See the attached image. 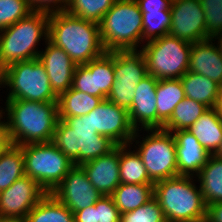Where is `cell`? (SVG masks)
I'll return each instance as SVG.
<instances>
[{
    "mask_svg": "<svg viewBox=\"0 0 222 222\" xmlns=\"http://www.w3.org/2000/svg\"><path fill=\"white\" fill-rule=\"evenodd\" d=\"M52 142L75 166L104 156L117 147L109 137L94 131L89 114L59 117Z\"/></svg>",
    "mask_w": 222,
    "mask_h": 222,
    "instance_id": "3957f363",
    "label": "cell"
},
{
    "mask_svg": "<svg viewBox=\"0 0 222 222\" xmlns=\"http://www.w3.org/2000/svg\"><path fill=\"white\" fill-rule=\"evenodd\" d=\"M169 34L189 43L207 39L205 16L199 0H172Z\"/></svg>",
    "mask_w": 222,
    "mask_h": 222,
    "instance_id": "4fadbf2b",
    "label": "cell"
},
{
    "mask_svg": "<svg viewBox=\"0 0 222 222\" xmlns=\"http://www.w3.org/2000/svg\"><path fill=\"white\" fill-rule=\"evenodd\" d=\"M94 205L97 222H120L121 213L111 196H102Z\"/></svg>",
    "mask_w": 222,
    "mask_h": 222,
    "instance_id": "74e56055",
    "label": "cell"
},
{
    "mask_svg": "<svg viewBox=\"0 0 222 222\" xmlns=\"http://www.w3.org/2000/svg\"><path fill=\"white\" fill-rule=\"evenodd\" d=\"M192 43L170 34L146 42L140 48L147 73L158 80L179 79L188 71Z\"/></svg>",
    "mask_w": 222,
    "mask_h": 222,
    "instance_id": "30bf717a",
    "label": "cell"
},
{
    "mask_svg": "<svg viewBox=\"0 0 222 222\" xmlns=\"http://www.w3.org/2000/svg\"><path fill=\"white\" fill-rule=\"evenodd\" d=\"M204 11L207 39L222 36V0H199Z\"/></svg>",
    "mask_w": 222,
    "mask_h": 222,
    "instance_id": "e575fe53",
    "label": "cell"
},
{
    "mask_svg": "<svg viewBox=\"0 0 222 222\" xmlns=\"http://www.w3.org/2000/svg\"><path fill=\"white\" fill-rule=\"evenodd\" d=\"M99 29L106 52L142 47L143 18L135 0H116L99 23Z\"/></svg>",
    "mask_w": 222,
    "mask_h": 222,
    "instance_id": "8992f818",
    "label": "cell"
},
{
    "mask_svg": "<svg viewBox=\"0 0 222 222\" xmlns=\"http://www.w3.org/2000/svg\"><path fill=\"white\" fill-rule=\"evenodd\" d=\"M44 43L45 49L41 48L42 51H40L38 59L45 66L49 83L59 96L72 87L77 65L62 48L55 46L49 40Z\"/></svg>",
    "mask_w": 222,
    "mask_h": 222,
    "instance_id": "2e32d148",
    "label": "cell"
},
{
    "mask_svg": "<svg viewBox=\"0 0 222 222\" xmlns=\"http://www.w3.org/2000/svg\"><path fill=\"white\" fill-rule=\"evenodd\" d=\"M205 204L222 202V159L210 155L196 176Z\"/></svg>",
    "mask_w": 222,
    "mask_h": 222,
    "instance_id": "603a6c76",
    "label": "cell"
},
{
    "mask_svg": "<svg viewBox=\"0 0 222 222\" xmlns=\"http://www.w3.org/2000/svg\"><path fill=\"white\" fill-rule=\"evenodd\" d=\"M120 222H167L163 210L153 196L144 205L133 211L122 213Z\"/></svg>",
    "mask_w": 222,
    "mask_h": 222,
    "instance_id": "836d02e7",
    "label": "cell"
},
{
    "mask_svg": "<svg viewBox=\"0 0 222 222\" xmlns=\"http://www.w3.org/2000/svg\"><path fill=\"white\" fill-rule=\"evenodd\" d=\"M207 109L203 103L185 97L164 123L163 130L169 132L188 130Z\"/></svg>",
    "mask_w": 222,
    "mask_h": 222,
    "instance_id": "f546056e",
    "label": "cell"
},
{
    "mask_svg": "<svg viewBox=\"0 0 222 222\" xmlns=\"http://www.w3.org/2000/svg\"><path fill=\"white\" fill-rule=\"evenodd\" d=\"M214 155H216L217 157L222 159V141H221V144H220L217 152Z\"/></svg>",
    "mask_w": 222,
    "mask_h": 222,
    "instance_id": "c3c4849f",
    "label": "cell"
},
{
    "mask_svg": "<svg viewBox=\"0 0 222 222\" xmlns=\"http://www.w3.org/2000/svg\"><path fill=\"white\" fill-rule=\"evenodd\" d=\"M185 97L203 103L208 108L216 106L220 85L201 74L187 71L180 78Z\"/></svg>",
    "mask_w": 222,
    "mask_h": 222,
    "instance_id": "cb8c5ba5",
    "label": "cell"
},
{
    "mask_svg": "<svg viewBox=\"0 0 222 222\" xmlns=\"http://www.w3.org/2000/svg\"><path fill=\"white\" fill-rule=\"evenodd\" d=\"M217 112L222 116V85L219 88L218 100L215 106Z\"/></svg>",
    "mask_w": 222,
    "mask_h": 222,
    "instance_id": "f6af8a7d",
    "label": "cell"
},
{
    "mask_svg": "<svg viewBox=\"0 0 222 222\" xmlns=\"http://www.w3.org/2000/svg\"><path fill=\"white\" fill-rule=\"evenodd\" d=\"M194 178L176 176L154 183V197L167 222L206 221L207 205Z\"/></svg>",
    "mask_w": 222,
    "mask_h": 222,
    "instance_id": "277c9868",
    "label": "cell"
},
{
    "mask_svg": "<svg viewBox=\"0 0 222 222\" xmlns=\"http://www.w3.org/2000/svg\"><path fill=\"white\" fill-rule=\"evenodd\" d=\"M25 222H75L74 213L47 193L27 214Z\"/></svg>",
    "mask_w": 222,
    "mask_h": 222,
    "instance_id": "4316f807",
    "label": "cell"
},
{
    "mask_svg": "<svg viewBox=\"0 0 222 222\" xmlns=\"http://www.w3.org/2000/svg\"><path fill=\"white\" fill-rule=\"evenodd\" d=\"M136 87V84L119 83L114 79L111 91L106 99L128 110L132 105Z\"/></svg>",
    "mask_w": 222,
    "mask_h": 222,
    "instance_id": "8d00e7d4",
    "label": "cell"
},
{
    "mask_svg": "<svg viewBox=\"0 0 222 222\" xmlns=\"http://www.w3.org/2000/svg\"><path fill=\"white\" fill-rule=\"evenodd\" d=\"M46 191L29 176L17 179L0 192V217L24 220Z\"/></svg>",
    "mask_w": 222,
    "mask_h": 222,
    "instance_id": "7c38bea8",
    "label": "cell"
},
{
    "mask_svg": "<svg viewBox=\"0 0 222 222\" xmlns=\"http://www.w3.org/2000/svg\"><path fill=\"white\" fill-rule=\"evenodd\" d=\"M101 97L89 95L72 87L58 96L59 117H77L87 115L101 102Z\"/></svg>",
    "mask_w": 222,
    "mask_h": 222,
    "instance_id": "484cf974",
    "label": "cell"
},
{
    "mask_svg": "<svg viewBox=\"0 0 222 222\" xmlns=\"http://www.w3.org/2000/svg\"><path fill=\"white\" fill-rule=\"evenodd\" d=\"M51 194L73 213L94 205L103 196L81 166H74Z\"/></svg>",
    "mask_w": 222,
    "mask_h": 222,
    "instance_id": "5bb4252c",
    "label": "cell"
},
{
    "mask_svg": "<svg viewBox=\"0 0 222 222\" xmlns=\"http://www.w3.org/2000/svg\"><path fill=\"white\" fill-rule=\"evenodd\" d=\"M21 149L26 176L36 181L46 193H51L75 166L52 141L25 144Z\"/></svg>",
    "mask_w": 222,
    "mask_h": 222,
    "instance_id": "9c48e42d",
    "label": "cell"
},
{
    "mask_svg": "<svg viewBox=\"0 0 222 222\" xmlns=\"http://www.w3.org/2000/svg\"><path fill=\"white\" fill-rule=\"evenodd\" d=\"M142 18V46L146 42L169 34L172 20L171 11H149L148 13H142Z\"/></svg>",
    "mask_w": 222,
    "mask_h": 222,
    "instance_id": "d6a6232c",
    "label": "cell"
},
{
    "mask_svg": "<svg viewBox=\"0 0 222 222\" xmlns=\"http://www.w3.org/2000/svg\"><path fill=\"white\" fill-rule=\"evenodd\" d=\"M188 71L206 76L222 85V52L217 40L209 38L192 43Z\"/></svg>",
    "mask_w": 222,
    "mask_h": 222,
    "instance_id": "d6986e66",
    "label": "cell"
},
{
    "mask_svg": "<svg viewBox=\"0 0 222 222\" xmlns=\"http://www.w3.org/2000/svg\"><path fill=\"white\" fill-rule=\"evenodd\" d=\"M205 222H222V202H215L207 206Z\"/></svg>",
    "mask_w": 222,
    "mask_h": 222,
    "instance_id": "ee69618b",
    "label": "cell"
},
{
    "mask_svg": "<svg viewBox=\"0 0 222 222\" xmlns=\"http://www.w3.org/2000/svg\"><path fill=\"white\" fill-rule=\"evenodd\" d=\"M188 131L210 155H214L222 141V116L215 107L208 108Z\"/></svg>",
    "mask_w": 222,
    "mask_h": 222,
    "instance_id": "44dd1931",
    "label": "cell"
},
{
    "mask_svg": "<svg viewBox=\"0 0 222 222\" xmlns=\"http://www.w3.org/2000/svg\"><path fill=\"white\" fill-rule=\"evenodd\" d=\"M130 144L120 145V182L125 184H154L138 152Z\"/></svg>",
    "mask_w": 222,
    "mask_h": 222,
    "instance_id": "83f0119b",
    "label": "cell"
},
{
    "mask_svg": "<svg viewBox=\"0 0 222 222\" xmlns=\"http://www.w3.org/2000/svg\"><path fill=\"white\" fill-rule=\"evenodd\" d=\"M74 218L75 222H97L95 205L76 211Z\"/></svg>",
    "mask_w": 222,
    "mask_h": 222,
    "instance_id": "7bdbcfd3",
    "label": "cell"
},
{
    "mask_svg": "<svg viewBox=\"0 0 222 222\" xmlns=\"http://www.w3.org/2000/svg\"><path fill=\"white\" fill-rule=\"evenodd\" d=\"M0 222H25V220L9 218V217H0Z\"/></svg>",
    "mask_w": 222,
    "mask_h": 222,
    "instance_id": "bcb514c9",
    "label": "cell"
},
{
    "mask_svg": "<svg viewBox=\"0 0 222 222\" xmlns=\"http://www.w3.org/2000/svg\"><path fill=\"white\" fill-rule=\"evenodd\" d=\"M32 12L47 14L66 12L69 0H26Z\"/></svg>",
    "mask_w": 222,
    "mask_h": 222,
    "instance_id": "ab89813d",
    "label": "cell"
},
{
    "mask_svg": "<svg viewBox=\"0 0 222 222\" xmlns=\"http://www.w3.org/2000/svg\"><path fill=\"white\" fill-rule=\"evenodd\" d=\"M88 114L91 116L92 127L98 134L109 137L117 145L131 142L135 129L130 123L126 108L105 99Z\"/></svg>",
    "mask_w": 222,
    "mask_h": 222,
    "instance_id": "8fae6325",
    "label": "cell"
},
{
    "mask_svg": "<svg viewBox=\"0 0 222 222\" xmlns=\"http://www.w3.org/2000/svg\"><path fill=\"white\" fill-rule=\"evenodd\" d=\"M3 114H0V156L13 145L6 120H3Z\"/></svg>",
    "mask_w": 222,
    "mask_h": 222,
    "instance_id": "b9f144b4",
    "label": "cell"
},
{
    "mask_svg": "<svg viewBox=\"0 0 222 222\" xmlns=\"http://www.w3.org/2000/svg\"><path fill=\"white\" fill-rule=\"evenodd\" d=\"M48 40L62 48L76 65H83L103 55L99 24L68 12L49 16Z\"/></svg>",
    "mask_w": 222,
    "mask_h": 222,
    "instance_id": "7a4b0ae2",
    "label": "cell"
},
{
    "mask_svg": "<svg viewBox=\"0 0 222 222\" xmlns=\"http://www.w3.org/2000/svg\"><path fill=\"white\" fill-rule=\"evenodd\" d=\"M142 13L160 10L170 11L172 0H135Z\"/></svg>",
    "mask_w": 222,
    "mask_h": 222,
    "instance_id": "60d3db41",
    "label": "cell"
},
{
    "mask_svg": "<svg viewBox=\"0 0 222 222\" xmlns=\"http://www.w3.org/2000/svg\"><path fill=\"white\" fill-rule=\"evenodd\" d=\"M120 145L110 153L81 165L90 183L103 195L111 196L120 182Z\"/></svg>",
    "mask_w": 222,
    "mask_h": 222,
    "instance_id": "e0dca14e",
    "label": "cell"
},
{
    "mask_svg": "<svg viewBox=\"0 0 222 222\" xmlns=\"http://www.w3.org/2000/svg\"><path fill=\"white\" fill-rule=\"evenodd\" d=\"M115 1L116 0H69L66 12L99 24Z\"/></svg>",
    "mask_w": 222,
    "mask_h": 222,
    "instance_id": "1f68e13d",
    "label": "cell"
},
{
    "mask_svg": "<svg viewBox=\"0 0 222 222\" xmlns=\"http://www.w3.org/2000/svg\"><path fill=\"white\" fill-rule=\"evenodd\" d=\"M31 12L26 0H0V30L27 17Z\"/></svg>",
    "mask_w": 222,
    "mask_h": 222,
    "instance_id": "d590c367",
    "label": "cell"
},
{
    "mask_svg": "<svg viewBox=\"0 0 222 222\" xmlns=\"http://www.w3.org/2000/svg\"><path fill=\"white\" fill-rule=\"evenodd\" d=\"M5 100V107L1 109V114L7 120L13 144L22 146L53 140L59 120L58 102Z\"/></svg>",
    "mask_w": 222,
    "mask_h": 222,
    "instance_id": "6da1fadb",
    "label": "cell"
},
{
    "mask_svg": "<svg viewBox=\"0 0 222 222\" xmlns=\"http://www.w3.org/2000/svg\"><path fill=\"white\" fill-rule=\"evenodd\" d=\"M215 40H218L217 43H218V45L221 49V52H222V36H219V37L215 38Z\"/></svg>",
    "mask_w": 222,
    "mask_h": 222,
    "instance_id": "681fc988",
    "label": "cell"
},
{
    "mask_svg": "<svg viewBox=\"0 0 222 222\" xmlns=\"http://www.w3.org/2000/svg\"><path fill=\"white\" fill-rule=\"evenodd\" d=\"M172 133L176 142L177 176L196 177L210 154L188 130Z\"/></svg>",
    "mask_w": 222,
    "mask_h": 222,
    "instance_id": "ac0fdd59",
    "label": "cell"
},
{
    "mask_svg": "<svg viewBox=\"0 0 222 222\" xmlns=\"http://www.w3.org/2000/svg\"><path fill=\"white\" fill-rule=\"evenodd\" d=\"M114 75L119 83L138 85L148 75L141 50L114 51Z\"/></svg>",
    "mask_w": 222,
    "mask_h": 222,
    "instance_id": "ffe728a7",
    "label": "cell"
},
{
    "mask_svg": "<svg viewBox=\"0 0 222 222\" xmlns=\"http://www.w3.org/2000/svg\"><path fill=\"white\" fill-rule=\"evenodd\" d=\"M184 98L185 93L180 78L158 80L156 87L157 129H163L164 123Z\"/></svg>",
    "mask_w": 222,
    "mask_h": 222,
    "instance_id": "7402d4cb",
    "label": "cell"
},
{
    "mask_svg": "<svg viewBox=\"0 0 222 222\" xmlns=\"http://www.w3.org/2000/svg\"><path fill=\"white\" fill-rule=\"evenodd\" d=\"M157 83L158 79L148 74L135 89L132 105L128 109L129 120L135 130L157 129Z\"/></svg>",
    "mask_w": 222,
    "mask_h": 222,
    "instance_id": "9a60e30c",
    "label": "cell"
},
{
    "mask_svg": "<svg viewBox=\"0 0 222 222\" xmlns=\"http://www.w3.org/2000/svg\"><path fill=\"white\" fill-rule=\"evenodd\" d=\"M94 74L95 96L105 100L114 83V51L105 52L100 57L84 64Z\"/></svg>",
    "mask_w": 222,
    "mask_h": 222,
    "instance_id": "f1b7e54d",
    "label": "cell"
},
{
    "mask_svg": "<svg viewBox=\"0 0 222 222\" xmlns=\"http://www.w3.org/2000/svg\"><path fill=\"white\" fill-rule=\"evenodd\" d=\"M49 16L44 12H31L0 30V60L4 67L39 57L40 41L48 40Z\"/></svg>",
    "mask_w": 222,
    "mask_h": 222,
    "instance_id": "5b68a950",
    "label": "cell"
},
{
    "mask_svg": "<svg viewBox=\"0 0 222 222\" xmlns=\"http://www.w3.org/2000/svg\"><path fill=\"white\" fill-rule=\"evenodd\" d=\"M2 87L9 90L6 99L58 102V95L49 83L45 66L38 58L6 66Z\"/></svg>",
    "mask_w": 222,
    "mask_h": 222,
    "instance_id": "ba28073f",
    "label": "cell"
},
{
    "mask_svg": "<svg viewBox=\"0 0 222 222\" xmlns=\"http://www.w3.org/2000/svg\"><path fill=\"white\" fill-rule=\"evenodd\" d=\"M153 196L154 184L125 183H121L111 195L121 214L144 205Z\"/></svg>",
    "mask_w": 222,
    "mask_h": 222,
    "instance_id": "d4e9b609",
    "label": "cell"
},
{
    "mask_svg": "<svg viewBox=\"0 0 222 222\" xmlns=\"http://www.w3.org/2000/svg\"><path fill=\"white\" fill-rule=\"evenodd\" d=\"M4 71H5V67L3 66L0 60V88L2 87V84L4 81Z\"/></svg>",
    "mask_w": 222,
    "mask_h": 222,
    "instance_id": "7dc6e473",
    "label": "cell"
},
{
    "mask_svg": "<svg viewBox=\"0 0 222 222\" xmlns=\"http://www.w3.org/2000/svg\"><path fill=\"white\" fill-rule=\"evenodd\" d=\"M25 175L21 146L13 144L0 156V192Z\"/></svg>",
    "mask_w": 222,
    "mask_h": 222,
    "instance_id": "4dcf8cb0",
    "label": "cell"
},
{
    "mask_svg": "<svg viewBox=\"0 0 222 222\" xmlns=\"http://www.w3.org/2000/svg\"><path fill=\"white\" fill-rule=\"evenodd\" d=\"M140 131L145 136L141 137ZM129 144L138 152L153 183L177 176L176 142L172 132L163 129L135 130Z\"/></svg>",
    "mask_w": 222,
    "mask_h": 222,
    "instance_id": "52a82bcc",
    "label": "cell"
},
{
    "mask_svg": "<svg viewBox=\"0 0 222 222\" xmlns=\"http://www.w3.org/2000/svg\"><path fill=\"white\" fill-rule=\"evenodd\" d=\"M72 88L95 96L94 74H91V71L84 64L76 66Z\"/></svg>",
    "mask_w": 222,
    "mask_h": 222,
    "instance_id": "f35d334b",
    "label": "cell"
}]
</instances>
